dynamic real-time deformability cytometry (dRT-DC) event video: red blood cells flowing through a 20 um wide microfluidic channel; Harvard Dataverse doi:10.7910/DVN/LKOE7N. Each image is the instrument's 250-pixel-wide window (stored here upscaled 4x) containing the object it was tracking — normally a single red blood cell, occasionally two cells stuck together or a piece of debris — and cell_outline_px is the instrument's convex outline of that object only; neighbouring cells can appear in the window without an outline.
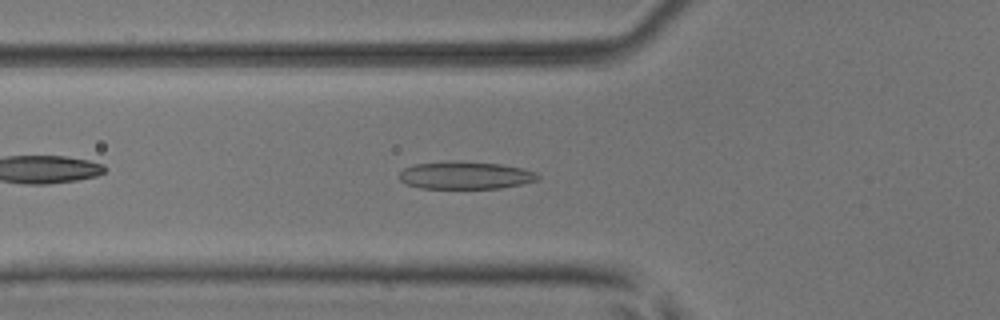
{"species": "common noctule bat (a hibernating species)", "species_latin": "Nyctalus noctula", "temperature_condition": "room temperature", "stored_images_in_passage": 42, "camera_frame_rate_fps": 3000, "um_per_image_px": 0.085, "animal": {"sex": "male", "body_mass_g": 17.9, "forearm_length_mm": 54.2}, "frame": {"image": 1, "passage_image": 8, "time_ms": 2.333, "image_size_px": [1000, 320], "cell_outline_px": [[540, 176], [536, 180], [520, 184], [500, 188], [420, 188], [408, 184], [400, 180], [400, 172], [404, 168], [416, 164], [500, 164], [524, 168], [536, 172]], "centroid_in_image_um": [39.61, 14.95], "position_along_channel_um": 86.2, "area_um2": 20.98}}
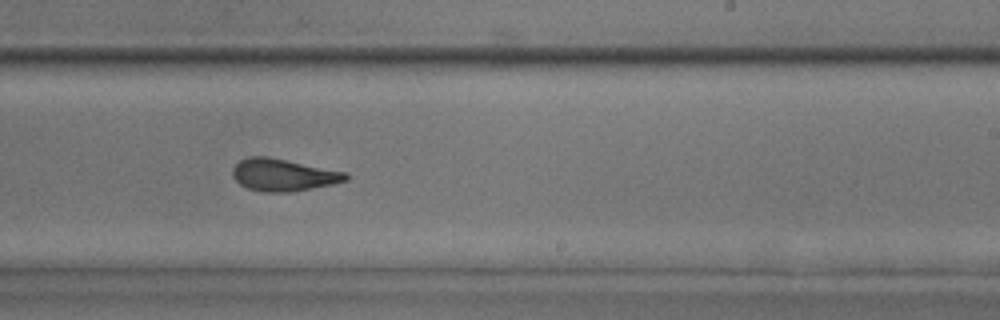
{"frame": {"image": 2, "passage_image": 22, "time_ms": 7.0, "image_size_px": [1000, 320], "cell_outline_px": [[348, 180], [332, 184], [292, 192], [260, 192], [248, 188], [240, 184], [232, 176], [232, 168], [240, 160], [248, 156], [268, 156], [348, 172]], "centroid_in_image_um": [24.07, 14.86], "position_along_channel_um": 264.9, "area_um2": 21.44}}
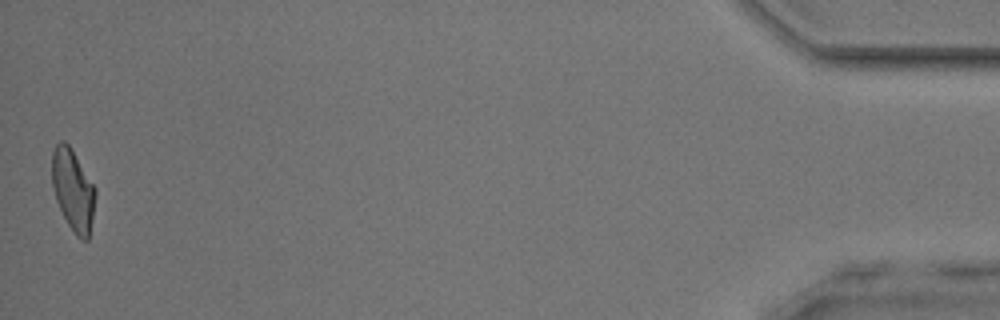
{"frame": {"image": 3, "passage_image": 42, "time_ms": 13.667, "image_size_px": [1000, 320], "cell_outline_px": [[96, 196], [88, 240], [80, 240], [76, 236], [68, 224], [56, 200], [52, 184], [52, 152], [56, 144], [60, 140], [64, 140], [68, 144], [96, 188]], "centroid_in_image_um": [6.2, 16.15], "position_along_channel_um": 429.0, "area_um2": 20.46}, "authors_computed_cell_mechanics": {"area_um2": 21.2126, "velocity_mm_per_s": 3.8311, "shape_relaxation_time_tau1_ms": 3.9256, "shape_relaxation_time_tau2_ms": 1.3715, "deformation_change_tau1": 0.1705, "deformation_change_tau2": 0.1024}}